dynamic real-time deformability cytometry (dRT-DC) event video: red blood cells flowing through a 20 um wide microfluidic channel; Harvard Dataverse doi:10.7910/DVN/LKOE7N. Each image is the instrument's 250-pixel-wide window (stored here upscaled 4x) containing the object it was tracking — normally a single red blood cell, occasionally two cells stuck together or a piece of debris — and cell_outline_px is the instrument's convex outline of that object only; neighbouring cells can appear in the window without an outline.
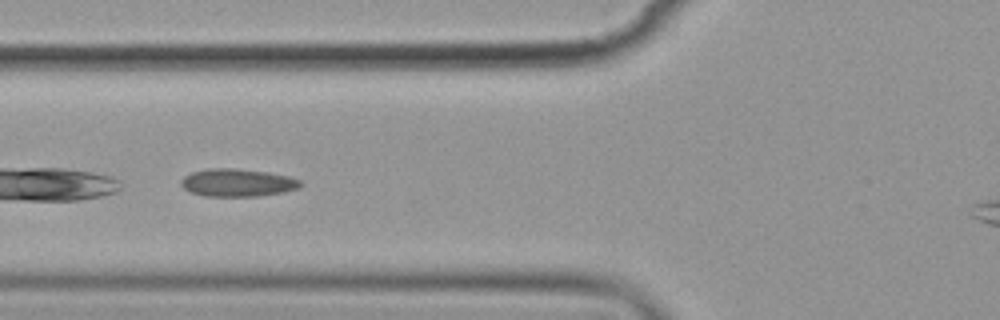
{"species": "common noctule bat (a hibernating species)", "species_latin": "Nyctalus noctula", "temperature_condition": "cold", "stored_images_in_passage": 8, "camera_frame_rate_fps": 3000, "um_per_image_px": 0.085, "animal": {"sex": "female", "body_mass_g": 19.9}, "frame": {"image": 1, "passage_image": 6, "time_ms": 5.667, "image_size_px": [1000, 320], "cell_outline_px": [[304, 184], [300, 188], [284, 192], [256, 196], [204, 196], [188, 192], [180, 184], [180, 180], [184, 176], [192, 172], [208, 168], [236, 168], [268, 172], [288, 176], [300, 180]], "centroid_in_image_um": [20.18, 15.52], "position_along_channel_um": 105.6, "area_um2": 19.54}}
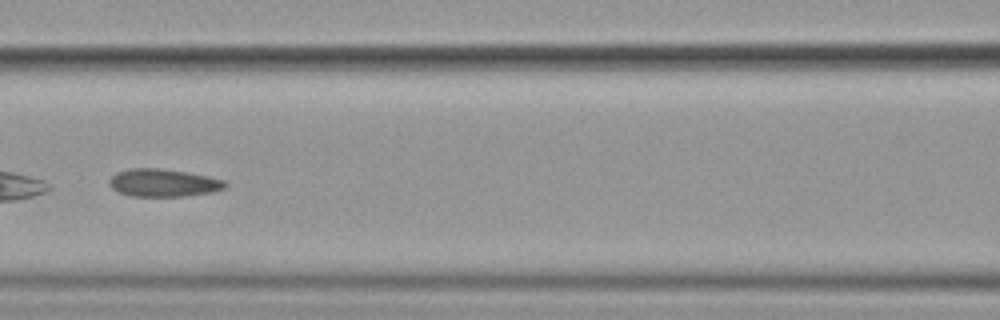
{"frame": {"image": 2, "passage_image": 7, "time_ms": 7.0, "image_size_px": [1000, 320], "cell_outline_px": [[228, 184], [224, 188], [212, 192], [184, 196], [132, 196], [120, 192], [112, 188], [108, 184], [108, 180], [116, 172], [128, 168], [160, 168], [188, 172], [208, 176], [224, 180]], "centroid_in_image_um": [13.87, 15.53], "position_along_channel_um": 152.7, "area_um2": 18.79}}
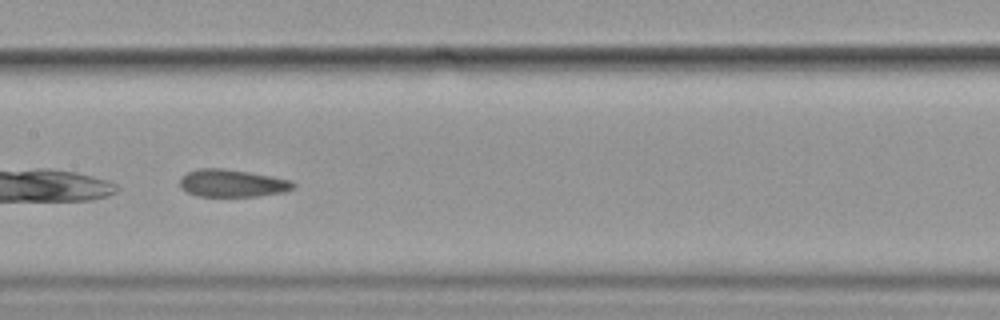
{"frame": {"image": 3, "passage_image": 8, "time_ms": 8.0, "image_size_px": [1000, 320], "cell_outline_px": [[296, 188], [284, 192], [256, 196], [196, 196], [180, 188], [180, 176], [188, 172], [200, 168], [220, 168], [248, 172], [272, 176], [292, 180], [296, 184]], "centroid_in_image_um": [19.75, 15.57], "position_along_channel_um": 187.6, "area_um2": 18.26}}